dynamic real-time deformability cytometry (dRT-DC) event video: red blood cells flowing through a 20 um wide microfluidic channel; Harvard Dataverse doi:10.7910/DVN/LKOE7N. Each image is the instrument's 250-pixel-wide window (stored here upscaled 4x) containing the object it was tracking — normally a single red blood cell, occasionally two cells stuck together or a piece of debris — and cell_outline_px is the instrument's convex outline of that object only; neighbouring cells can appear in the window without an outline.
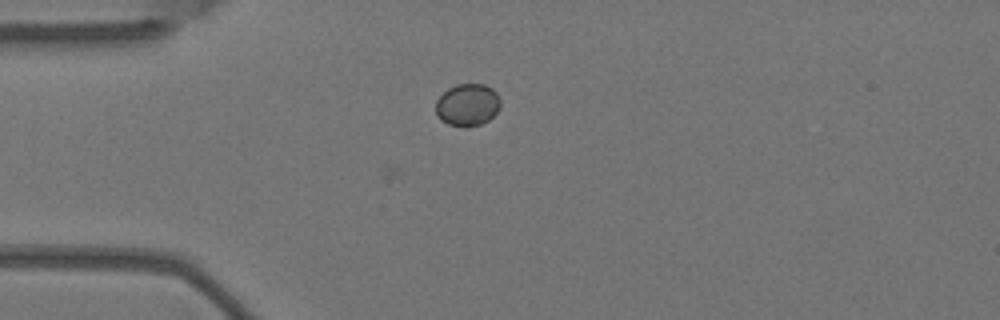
{"species": "Egyptian fruit bat (a non-hibernating species)", "species_latin": "Rousettus aegyptiacus", "temperature_condition": "warm", "stored_images_in_passage": 7, "camera_frame_rate_fps": 3000, "um_per_image_px": 0.085, "animal": {"sex": "female"}, "frame": {"image": 1, "passage_image": 7, "time_ms": 2.0, "image_size_px": [1000, 320], "cell_outline_px": [[500, 108], [488, 120], [480, 124], [464, 128], [448, 124], [440, 120], [436, 116], [436, 100], [448, 88], [456, 84], [484, 84], [492, 88], [496, 92], [500, 100]], "centroid_in_image_um": [39.72, 8.92], "position_along_channel_um": 45.3, "area_um2": 16.07}}